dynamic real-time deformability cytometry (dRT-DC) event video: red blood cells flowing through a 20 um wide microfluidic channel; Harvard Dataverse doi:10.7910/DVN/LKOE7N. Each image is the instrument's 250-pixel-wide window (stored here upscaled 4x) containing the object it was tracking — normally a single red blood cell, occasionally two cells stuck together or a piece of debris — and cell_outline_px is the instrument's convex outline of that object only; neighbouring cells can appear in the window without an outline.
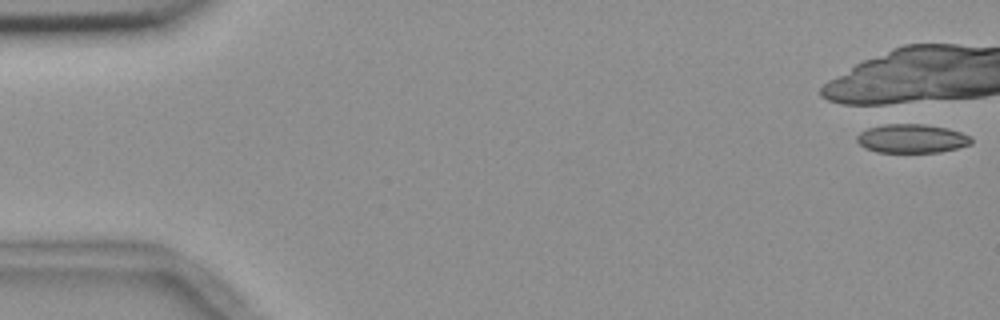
{"species": "common noctule bat (a hibernating species)", "species_latin": "Nyctalus noctula", "temperature_condition": "room temperature", "stored_images_in_passage": 3, "camera_frame_rate_fps": 3000, "um_per_image_px": 0.085, "animal": {"sex": "female", "body_mass_g": 18.4}, "frame": {"image": 1, "passage_image": 1, "time_ms": 0.0, "image_size_px": [1000, 320], "cell_outline_px": [[972, 144], [940, 152], [876, 152], [864, 148], [856, 140], [856, 136], [860, 132], [868, 128], [884, 124], [924, 124], [948, 128], [972, 136]], "centroid_in_image_um": [77.5, 11.77], "position_along_channel_um": 7.5, "area_um2": 19.31}}